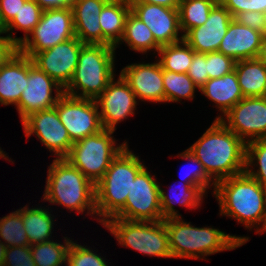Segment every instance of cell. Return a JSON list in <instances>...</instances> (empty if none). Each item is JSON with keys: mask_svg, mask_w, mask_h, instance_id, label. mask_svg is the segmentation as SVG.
<instances>
[{"mask_svg": "<svg viewBox=\"0 0 266 266\" xmlns=\"http://www.w3.org/2000/svg\"><path fill=\"white\" fill-rule=\"evenodd\" d=\"M115 51L114 46L84 44L73 78L64 93L96 100L115 77Z\"/></svg>", "mask_w": 266, "mask_h": 266, "instance_id": "cell-6", "label": "cell"}, {"mask_svg": "<svg viewBox=\"0 0 266 266\" xmlns=\"http://www.w3.org/2000/svg\"><path fill=\"white\" fill-rule=\"evenodd\" d=\"M140 156L128 145L111 161L104 176L95 184L97 221L104 224L114 217L126 203L137 174L145 167Z\"/></svg>", "mask_w": 266, "mask_h": 266, "instance_id": "cell-5", "label": "cell"}, {"mask_svg": "<svg viewBox=\"0 0 266 266\" xmlns=\"http://www.w3.org/2000/svg\"><path fill=\"white\" fill-rule=\"evenodd\" d=\"M145 166L132 181L125 206L112 218L131 221L156 222L163 220L160 184Z\"/></svg>", "mask_w": 266, "mask_h": 266, "instance_id": "cell-10", "label": "cell"}, {"mask_svg": "<svg viewBox=\"0 0 266 266\" xmlns=\"http://www.w3.org/2000/svg\"><path fill=\"white\" fill-rule=\"evenodd\" d=\"M236 61L220 53H207V73L209 79L220 78L234 70Z\"/></svg>", "mask_w": 266, "mask_h": 266, "instance_id": "cell-38", "label": "cell"}, {"mask_svg": "<svg viewBox=\"0 0 266 266\" xmlns=\"http://www.w3.org/2000/svg\"><path fill=\"white\" fill-rule=\"evenodd\" d=\"M83 45L75 36L36 53L31 59L35 66L65 89L73 78Z\"/></svg>", "mask_w": 266, "mask_h": 266, "instance_id": "cell-15", "label": "cell"}, {"mask_svg": "<svg viewBox=\"0 0 266 266\" xmlns=\"http://www.w3.org/2000/svg\"><path fill=\"white\" fill-rule=\"evenodd\" d=\"M220 121L245 143L266 138V97L242 98Z\"/></svg>", "mask_w": 266, "mask_h": 266, "instance_id": "cell-12", "label": "cell"}, {"mask_svg": "<svg viewBox=\"0 0 266 266\" xmlns=\"http://www.w3.org/2000/svg\"><path fill=\"white\" fill-rule=\"evenodd\" d=\"M128 44V48L140 52L147 53L151 51L158 52L160 46L155 42V38L151 30L147 25L140 20L131 10L128 13L125 20V27L123 37L115 48L119 47V44Z\"/></svg>", "mask_w": 266, "mask_h": 266, "instance_id": "cell-28", "label": "cell"}, {"mask_svg": "<svg viewBox=\"0 0 266 266\" xmlns=\"http://www.w3.org/2000/svg\"><path fill=\"white\" fill-rule=\"evenodd\" d=\"M55 108L73 143L103 130L96 100L63 95Z\"/></svg>", "mask_w": 266, "mask_h": 266, "instance_id": "cell-11", "label": "cell"}, {"mask_svg": "<svg viewBox=\"0 0 266 266\" xmlns=\"http://www.w3.org/2000/svg\"><path fill=\"white\" fill-rule=\"evenodd\" d=\"M0 158L6 159V160H8L9 162L11 161V162L13 163L12 159L9 158V157L7 156V153L5 154V152L2 150L1 147H0ZM10 159H11V160H10Z\"/></svg>", "mask_w": 266, "mask_h": 266, "instance_id": "cell-50", "label": "cell"}, {"mask_svg": "<svg viewBox=\"0 0 266 266\" xmlns=\"http://www.w3.org/2000/svg\"><path fill=\"white\" fill-rule=\"evenodd\" d=\"M187 75L199 88L209 80L207 73V53L203 54L194 51L193 60Z\"/></svg>", "mask_w": 266, "mask_h": 266, "instance_id": "cell-41", "label": "cell"}, {"mask_svg": "<svg viewBox=\"0 0 266 266\" xmlns=\"http://www.w3.org/2000/svg\"><path fill=\"white\" fill-rule=\"evenodd\" d=\"M64 244L54 242L53 239L31 245V253L36 266L66 265L67 251L72 242L69 237H63Z\"/></svg>", "mask_w": 266, "mask_h": 266, "instance_id": "cell-33", "label": "cell"}, {"mask_svg": "<svg viewBox=\"0 0 266 266\" xmlns=\"http://www.w3.org/2000/svg\"><path fill=\"white\" fill-rule=\"evenodd\" d=\"M263 34L240 24L234 18L228 26L218 52L232 58L234 61L255 59L258 56Z\"/></svg>", "mask_w": 266, "mask_h": 266, "instance_id": "cell-20", "label": "cell"}, {"mask_svg": "<svg viewBox=\"0 0 266 266\" xmlns=\"http://www.w3.org/2000/svg\"><path fill=\"white\" fill-rule=\"evenodd\" d=\"M4 266H36L31 245L7 247Z\"/></svg>", "mask_w": 266, "mask_h": 266, "instance_id": "cell-39", "label": "cell"}, {"mask_svg": "<svg viewBox=\"0 0 266 266\" xmlns=\"http://www.w3.org/2000/svg\"><path fill=\"white\" fill-rule=\"evenodd\" d=\"M163 85L165 92V103L181 102V99L193 100L195 89L199 87L192 81L187 73H175L163 70Z\"/></svg>", "mask_w": 266, "mask_h": 266, "instance_id": "cell-31", "label": "cell"}, {"mask_svg": "<svg viewBox=\"0 0 266 266\" xmlns=\"http://www.w3.org/2000/svg\"><path fill=\"white\" fill-rule=\"evenodd\" d=\"M7 246L0 240V266H4Z\"/></svg>", "mask_w": 266, "mask_h": 266, "instance_id": "cell-48", "label": "cell"}, {"mask_svg": "<svg viewBox=\"0 0 266 266\" xmlns=\"http://www.w3.org/2000/svg\"><path fill=\"white\" fill-rule=\"evenodd\" d=\"M96 99L103 129L116 130L117 124L135 114L137 98L121 74ZM116 80V81H115Z\"/></svg>", "mask_w": 266, "mask_h": 266, "instance_id": "cell-16", "label": "cell"}, {"mask_svg": "<svg viewBox=\"0 0 266 266\" xmlns=\"http://www.w3.org/2000/svg\"><path fill=\"white\" fill-rule=\"evenodd\" d=\"M157 54L159 58L157 60L163 70L187 73L193 60L194 50L183 39L177 43L161 46Z\"/></svg>", "mask_w": 266, "mask_h": 266, "instance_id": "cell-29", "label": "cell"}, {"mask_svg": "<svg viewBox=\"0 0 266 266\" xmlns=\"http://www.w3.org/2000/svg\"><path fill=\"white\" fill-rule=\"evenodd\" d=\"M203 164L206 173L218 181L245 172L246 143L220 120L187 148Z\"/></svg>", "mask_w": 266, "mask_h": 266, "instance_id": "cell-2", "label": "cell"}, {"mask_svg": "<svg viewBox=\"0 0 266 266\" xmlns=\"http://www.w3.org/2000/svg\"><path fill=\"white\" fill-rule=\"evenodd\" d=\"M29 56L17 51L0 69V104L16 106L28 85Z\"/></svg>", "mask_w": 266, "mask_h": 266, "instance_id": "cell-21", "label": "cell"}, {"mask_svg": "<svg viewBox=\"0 0 266 266\" xmlns=\"http://www.w3.org/2000/svg\"><path fill=\"white\" fill-rule=\"evenodd\" d=\"M155 61L152 63H132L120 71L138 101L165 103L163 69L159 61Z\"/></svg>", "mask_w": 266, "mask_h": 266, "instance_id": "cell-18", "label": "cell"}, {"mask_svg": "<svg viewBox=\"0 0 266 266\" xmlns=\"http://www.w3.org/2000/svg\"><path fill=\"white\" fill-rule=\"evenodd\" d=\"M43 201L78 214L97 216L95 184L65 158L54 159L47 171Z\"/></svg>", "mask_w": 266, "mask_h": 266, "instance_id": "cell-4", "label": "cell"}, {"mask_svg": "<svg viewBox=\"0 0 266 266\" xmlns=\"http://www.w3.org/2000/svg\"><path fill=\"white\" fill-rule=\"evenodd\" d=\"M102 225L121 246L150 257L172 258L164 220L147 222L110 218Z\"/></svg>", "mask_w": 266, "mask_h": 266, "instance_id": "cell-7", "label": "cell"}, {"mask_svg": "<svg viewBox=\"0 0 266 266\" xmlns=\"http://www.w3.org/2000/svg\"><path fill=\"white\" fill-rule=\"evenodd\" d=\"M0 240L7 247L31 245L23 226L22 208L0 218Z\"/></svg>", "mask_w": 266, "mask_h": 266, "instance_id": "cell-35", "label": "cell"}, {"mask_svg": "<svg viewBox=\"0 0 266 266\" xmlns=\"http://www.w3.org/2000/svg\"><path fill=\"white\" fill-rule=\"evenodd\" d=\"M27 206L22 208V220L29 243L34 245L51 240L53 225H55L52 210L49 207L47 209L42 206L38 208Z\"/></svg>", "mask_w": 266, "mask_h": 266, "instance_id": "cell-27", "label": "cell"}, {"mask_svg": "<svg viewBox=\"0 0 266 266\" xmlns=\"http://www.w3.org/2000/svg\"><path fill=\"white\" fill-rule=\"evenodd\" d=\"M177 156L181 157L182 159H186L189 162L188 164H186V166L191 165L192 167L191 169L189 168V170L187 169L186 173H180V175H183V182H187L192 186H201L206 191L210 189L211 186L213 189H215L216 182L206 173L203 164L193 155L192 152L186 149ZM184 167L185 165L183 166V168ZM182 170L180 171L183 172L184 170Z\"/></svg>", "mask_w": 266, "mask_h": 266, "instance_id": "cell-36", "label": "cell"}, {"mask_svg": "<svg viewBox=\"0 0 266 266\" xmlns=\"http://www.w3.org/2000/svg\"><path fill=\"white\" fill-rule=\"evenodd\" d=\"M18 51V45L10 41L8 37H0V69Z\"/></svg>", "mask_w": 266, "mask_h": 266, "instance_id": "cell-44", "label": "cell"}, {"mask_svg": "<svg viewBox=\"0 0 266 266\" xmlns=\"http://www.w3.org/2000/svg\"><path fill=\"white\" fill-rule=\"evenodd\" d=\"M74 37L72 8L46 9L33 31L18 45V51L32 58L36 53Z\"/></svg>", "mask_w": 266, "mask_h": 266, "instance_id": "cell-9", "label": "cell"}, {"mask_svg": "<svg viewBox=\"0 0 266 266\" xmlns=\"http://www.w3.org/2000/svg\"><path fill=\"white\" fill-rule=\"evenodd\" d=\"M129 4H136V3H150L156 5H162L168 8H179L180 0H127Z\"/></svg>", "mask_w": 266, "mask_h": 266, "instance_id": "cell-46", "label": "cell"}, {"mask_svg": "<svg viewBox=\"0 0 266 266\" xmlns=\"http://www.w3.org/2000/svg\"><path fill=\"white\" fill-rule=\"evenodd\" d=\"M22 126L27 138L36 135L56 159L65 158L69 154L73 142L55 107L31 114L22 122Z\"/></svg>", "mask_w": 266, "mask_h": 266, "instance_id": "cell-14", "label": "cell"}, {"mask_svg": "<svg viewBox=\"0 0 266 266\" xmlns=\"http://www.w3.org/2000/svg\"><path fill=\"white\" fill-rule=\"evenodd\" d=\"M84 246L74 241L71 242L65 266H108L105 257L94 253L90 246Z\"/></svg>", "mask_w": 266, "mask_h": 266, "instance_id": "cell-37", "label": "cell"}, {"mask_svg": "<svg viewBox=\"0 0 266 266\" xmlns=\"http://www.w3.org/2000/svg\"><path fill=\"white\" fill-rule=\"evenodd\" d=\"M234 70L244 97H266V64L246 59L237 61Z\"/></svg>", "mask_w": 266, "mask_h": 266, "instance_id": "cell-26", "label": "cell"}, {"mask_svg": "<svg viewBox=\"0 0 266 266\" xmlns=\"http://www.w3.org/2000/svg\"><path fill=\"white\" fill-rule=\"evenodd\" d=\"M182 184L179 185L175 190H171L176 192H166L160 186V202H161V214L162 219L168 218H176L181 217V214L175 209V204H179L181 207H185L187 209H197L200 208L203 198L206 196L205 194L207 191L201 186H192L187 182H181ZM173 186H170L172 189Z\"/></svg>", "mask_w": 266, "mask_h": 266, "instance_id": "cell-24", "label": "cell"}, {"mask_svg": "<svg viewBox=\"0 0 266 266\" xmlns=\"http://www.w3.org/2000/svg\"><path fill=\"white\" fill-rule=\"evenodd\" d=\"M25 2L26 0H0V13L7 25L18 14Z\"/></svg>", "mask_w": 266, "mask_h": 266, "instance_id": "cell-43", "label": "cell"}, {"mask_svg": "<svg viewBox=\"0 0 266 266\" xmlns=\"http://www.w3.org/2000/svg\"><path fill=\"white\" fill-rule=\"evenodd\" d=\"M262 15H263V35H266V11H264Z\"/></svg>", "mask_w": 266, "mask_h": 266, "instance_id": "cell-51", "label": "cell"}, {"mask_svg": "<svg viewBox=\"0 0 266 266\" xmlns=\"http://www.w3.org/2000/svg\"><path fill=\"white\" fill-rule=\"evenodd\" d=\"M219 2L231 13L233 18L245 11L259 13L266 11V0H219Z\"/></svg>", "mask_w": 266, "mask_h": 266, "instance_id": "cell-40", "label": "cell"}, {"mask_svg": "<svg viewBox=\"0 0 266 266\" xmlns=\"http://www.w3.org/2000/svg\"><path fill=\"white\" fill-rule=\"evenodd\" d=\"M208 100L215 103L221 113L215 117L220 120L223 116L244 98L237 79V73L233 70L220 78L209 79L202 87L199 88Z\"/></svg>", "mask_w": 266, "mask_h": 266, "instance_id": "cell-23", "label": "cell"}, {"mask_svg": "<svg viewBox=\"0 0 266 266\" xmlns=\"http://www.w3.org/2000/svg\"><path fill=\"white\" fill-rule=\"evenodd\" d=\"M257 59L266 64V35H263L261 40L260 50Z\"/></svg>", "mask_w": 266, "mask_h": 266, "instance_id": "cell-47", "label": "cell"}, {"mask_svg": "<svg viewBox=\"0 0 266 266\" xmlns=\"http://www.w3.org/2000/svg\"><path fill=\"white\" fill-rule=\"evenodd\" d=\"M53 90L55 96H53ZM64 88L34 65L29 57L28 85L15 106L23 122L31 114L55 107Z\"/></svg>", "mask_w": 266, "mask_h": 266, "instance_id": "cell-13", "label": "cell"}, {"mask_svg": "<svg viewBox=\"0 0 266 266\" xmlns=\"http://www.w3.org/2000/svg\"><path fill=\"white\" fill-rule=\"evenodd\" d=\"M108 0H76L72 5L75 36L83 44H101L99 16Z\"/></svg>", "mask_w": 266, "mask_h": 266, "instance_id": "cell-22", "label": "cell"}, {"mask_svg": "<svg viewBox=\"0 0 266 266\" xmlns=\"http://www.w3.org/2000/svg\"><path fill=\"white\" fill-rule=\"evenodd\" d=\"M43 10L71 8L76 0H34Z\"/></svg>", "mask_w": 266, "mask_h": 266, "instance_id": "cell-45", "label": "cell"}, {"mask_svg": "<svg viewBox=\"0 0 266 266\" xmlns=\"http://www.w3.org/2000/svg\"><path fill=\"white\" fill-rule=\"evenodd\" d=\"M240 24L248 26L252 30L263 34V15L256 11H245L239 13L235 18Z\"/></svg>", "mask_w": 266, "mask_h": 266, "instance_id": "cell-42", "label": "cell"}, {"mask_svg": "<svg viewBox=\"0 0 266 266\" xmlns=\"http://www.w3.org/2000/svg\"><path fill=\"white\" fill-rule=\"evenodd\" d=\"M2 34H5L6 36H1ZM0 37H8L7 24L4 22L1 13H0Z\"/></svg>", "mask_w": 266, "mask_h": 266, "instance_id": "cell-49", "label": "cell"}, {"mask_svg": "<svg viewBox=\"0 0 266 266\" xmlns=\"http://www.w3.org/2000/svg\"><path fill=\"white\" fill-rule=\"evenodd\" d=\"M131 6L127 0L108 1L99 16L102 45L116 46L123 37L125 20Z\"/></svg>", "mask_w": 266, "mask_h": 266, "instance_id": "cell-25", "label": "cell"}, {"mask_svg": "<svg viewBox=\"0 0 266 266\" xmlns=\"http://www.w3.org/2000/svg\"><path fill=\"white\" fill-rule=\"evenodd\" d=\"M115 130L103 129L71 146L65 159L96 184L110 167L111 161L128 145H116Z\"/></svg>", "mask_w": 266, "mask_h": 266, "instance_id": "cell-8", "label": "cell"}, {"mask_svg": "<svg viewBox=\"0 0 266 266\" xmlns=\"http://www.w3.org/2000/svg\"><path fill=\"white\" fill-rule=\"evenodd\" d=\"M218 2L219 0H181L178 10L183 35L192 28L204 25Z\"/></svg>", "mask_w": 266, "mask_h": 266, "instance_id": "cell-30", "label": "cell"}, {"mask_svg": "<svg viewBox=\"0 0 266 266\" xmlns=\"http://www.w3.org/2000/svg\"><path fill=\"white\" fill-rule=\"evenodd\" d=\"M129 5L131 6V11L151 30L155 42L160 47L177 43L184 39V35L181 33L178 9L150 3Z\"/></svg>", "mask_w": 266, "mask_h": 266, "instance_id": "cell-17", "label": "cell"}, {"mask_svg": "<svg viewBox=\"0 0 266 266\" xmlns=\"http://www.w3.org/2000/svg\"><path fill=\"white\" fill-rule=\"evenodd\" d=\"M220 215L234 218L245 228L262 234L266 226V188L246 172L222 179L212 193ZM261 224V226H260Z\"/></svg>", "mask_w": 266, "mask_h": 266, "instance_id": "cell-1", "label": "cell"}, {"mask_svg": "<svg viewBox=\"0 0 266 266\" xmlns=\"http://www.w3.org/2000/svg\"><path fill=\"white\" fill-rule=\"evenodd\" d=\"M245 172L266 188V138L246 143Z\"/></svg>", "mask_w": 266, "mask_h": 266, "instance_id": "cell-34", "label": "cell"}, {"mask_svg": "<svg viewBox=\"0 0 266 266\" xmlns=\"http://www.w3.org/2000/svg\"><path fill=\"white\" fill-rule=\"evenodd\" d=\"M232 19L231 13L218 2L210 11L205 24L190 29L184 35V40L197 53L216 52Z\"/></svg>", "mask_w": 266, "mask_h": 266, "instance_id": "cell-19", "label": "cell"}, {"mask_svg": "<svg viewBox=\"0 0 266 266\" xmlns=\"http://www.w3.org/2000/svg\"><path fill=\"white\" fill-rule=\"evenodd\" d=\"M172 258L199 259L234 250L249 242V237L227 234L214 227H196L182 217L164 220Z\"/></svg>", "mask_w": 266, "mask_h": 266, "instance_id": "cell-3", "label": "cell"}, {"mask_svg": "<svg viewBox=\"0 0 266 266\" xmlns=\"http://www.w3.org/2000/svg\"><path fill=\"white\" fill-rule=\"evenodd\" d=\"M43 9L34 1L26 0L18 14L7 25L8 39L19 45L39 23ZM24 31V37H13L14 30Z\"/></svg>", "mask_w": 266, "mask_h": 266, "instance_id": "cell-32", "label": "cell"}]
</instances>
